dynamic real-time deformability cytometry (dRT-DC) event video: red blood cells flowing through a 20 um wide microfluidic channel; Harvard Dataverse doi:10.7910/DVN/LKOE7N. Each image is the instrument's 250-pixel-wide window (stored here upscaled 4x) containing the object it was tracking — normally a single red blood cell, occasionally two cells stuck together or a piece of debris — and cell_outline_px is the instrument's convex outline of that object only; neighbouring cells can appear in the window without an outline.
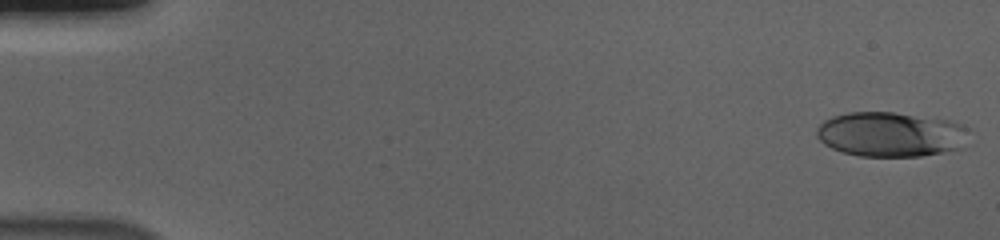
{"species": "human", "species_latin": "Homo sapiens", "temperature_condition": "cold", "stored_images_in_passage": 55, "camera_frame_rate_fps": 3000, "um_per_image_px": 0.085, "donor": {"sex": "male"}, "frame": {"image": 1, "passage_image": 1, "time_ms": 0.0, "image_size_px": [1000, 240], "cell_outline_px": [[968, 128], [960, 148], [920, 156], [860, 156], [844, 152], [832, 148], [824, 144], [816, 136], [816, 128], [824, 120], [832, 116], [848, 112], [892, 112], [948, 120], [964, 124]], "centroid_in_image_um": [75.66, 11.41], "position_along_channel_um": 9.3, "area_um2": 39.42}}
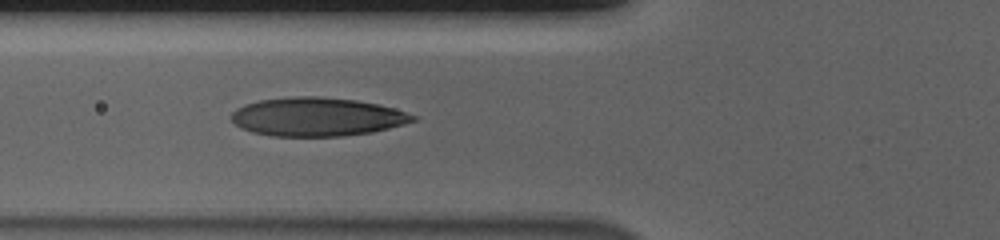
{"frame": {"image": 2, "passage_image": 21, "time_ms": 6.667, "image_size_px": [1000, 240], "cell_outline_px": [[416, 120], [404, 124], [372, 132], [344, 136], [272, 136], [252, 132], [240, 128], [232, 120], [232, 112], [236, 108], [244, 104], [260, 100], [296, 96], [320, 96], [356, 100], [380, 104], [416, 116]], "centroid_in_image_um": [26.92, 9.93], "position_along_channel_um": 98.9, "area_um2": 40.81}}
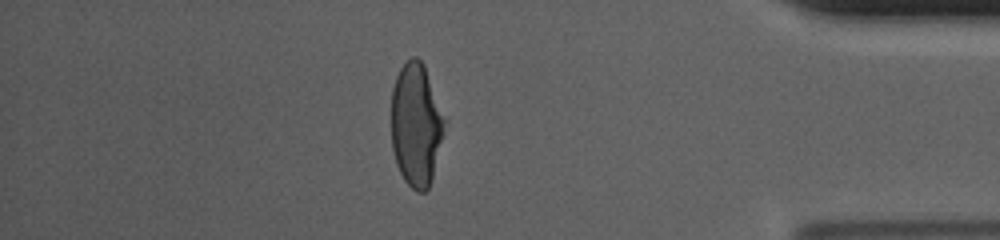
{"frame": {"image": 3, "passage_image": 48, "time_ms": 15.667, "image_size_px": [1000, 240], "cell_outline_px": [[448, 120], [432, 180], [428, 188], [424, 192], [416, 192], [404, 180], [396, 164], [392, 148], [392, 88], [396, 76], [400, 68], [412, 56], [416, 56], [424, 64]], "centroid_in_image_um": [35.41, 10.6], "position_along_channel_um": 399.8, "area_um2": 38.96}, "authors_computed_cell_mechanics": {"area_um2": 39.4774, "velocity_mm_per_s": 3.694, "shape_relaxation_time_tau1_ms": 4.267, "shape_relaxation_time_tau2_ms": 0.6791, "deformation_change_tau1": 0.1998, "deformation_change_tau2": 0.0712}}